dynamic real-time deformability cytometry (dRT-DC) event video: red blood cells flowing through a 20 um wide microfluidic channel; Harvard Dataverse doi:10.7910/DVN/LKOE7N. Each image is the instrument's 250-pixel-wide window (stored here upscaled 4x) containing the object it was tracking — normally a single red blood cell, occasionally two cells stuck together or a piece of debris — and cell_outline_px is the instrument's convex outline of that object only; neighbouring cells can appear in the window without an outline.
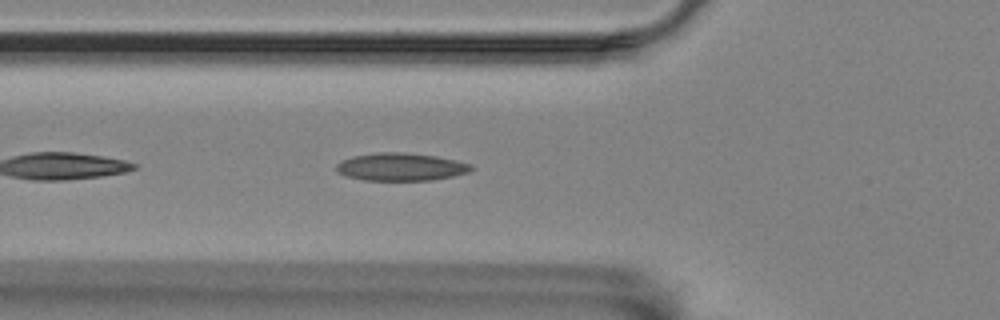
{"species": "Egyptian fruit bat (a non-hibernating species)", "species_latin": "Rousettus aegyptiacus", "temperature_condition": "room temperature", "stored_images_in_passage": 39, "camera_frame_rate_fps": 3000, "um_per_image_px": 0.085, "animal": {"sex": "female"}, "frame": {"image": 1, "passage_image": 5, "time_ms": 1.333, "image_size_px": [1000, 320], "cell_outline_px": [[472, 168], [468, 172], [452, 176], [432, 180], [364, 180], [348, 176], [336, 172], [336, 164], [352, 156], [380, 152], [400, 152], [436, 156], [468, 164]], "centroid_in_image_um": [34.01, 14.19], "position_along_channel_um": 91.8, "area_um2": 21.39}}
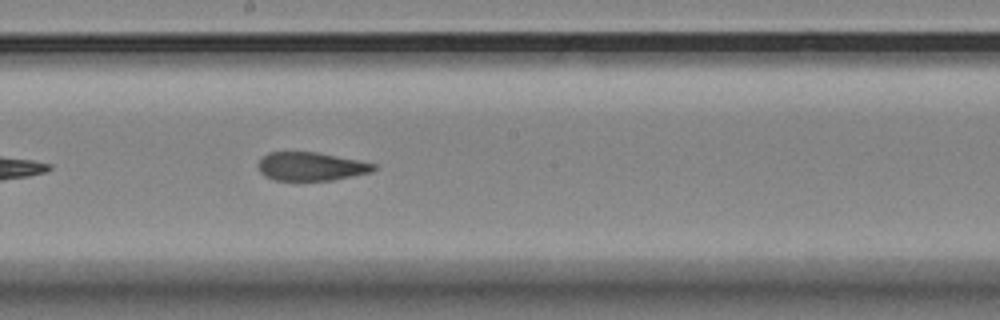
{"frame": {"image": 2, "passage_image": 16, "time_ms": 5.0, "image_size_px": [1000, 320], "cell_outline_px": [[376, 168], [372, 172], [332, 180], [272, 180], [264, 176], [260, 172], [256, 164], [268, 152], [316, 152], [376, 164]], "centroid_in_image_um": [26.39, 14.15], "position_along_channel_um": 221.8, "area_um2": 19.07}}
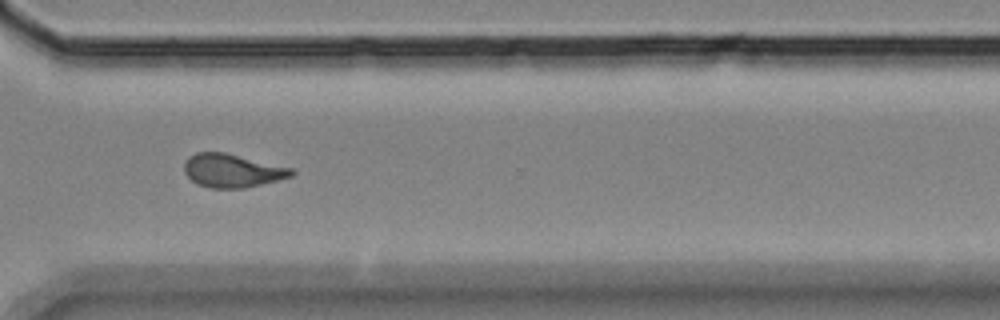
{"frame": {"image": 3, "passage_image": 27, "time_ms": 8.667, "image_size_px": [1000, 320], "cell_outline_px": [[296, 172], [292, 176], [244, 188], [208, 188], [196, 184], [184, 172], [184, 164], [188, 156], [196, 152], [224, 152], [292, 168]], "centroid_in_image_um": [19.7, 14.5], "position_along_channel_um": 350.9, "area_um2": 20.81}}